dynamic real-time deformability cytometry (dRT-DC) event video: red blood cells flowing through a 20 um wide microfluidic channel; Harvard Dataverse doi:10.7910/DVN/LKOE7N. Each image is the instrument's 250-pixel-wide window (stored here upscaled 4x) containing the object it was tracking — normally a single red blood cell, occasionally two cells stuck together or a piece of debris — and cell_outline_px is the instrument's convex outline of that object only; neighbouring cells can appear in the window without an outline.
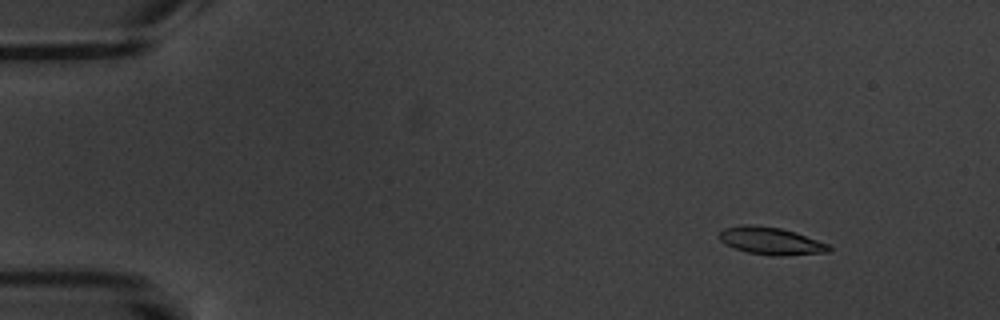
{"species": "common noctule bat (a hibernating species)", "species_latin": "Nyctalus noctula", "temperature_condition": "warm", "stored_images_in_passage": 5, "camera_frame_rate_fps": 3000, "um_per_image_px": 0.085, "animal": {"sex": "male", "body_mass_g": 20.1, "forearm_length_mm": 53.5}, "frame": {"image": 1, "passage_image": 2, "time_ms": 1.0, "image_size_px": [1000, 320], "cell_outline_px": [[832, 248], [828, 252], [780, 256], [748, 252], [724, 244], [720, 240], [720, 232], [724, 228], [744, 224], [752, 224], [780, 228], [796, 232], [828, 244]], "centroid_in_image_um": [65.52, 20.46], "position_along_channel_um": 19.5, "area_um2": 17.34}}
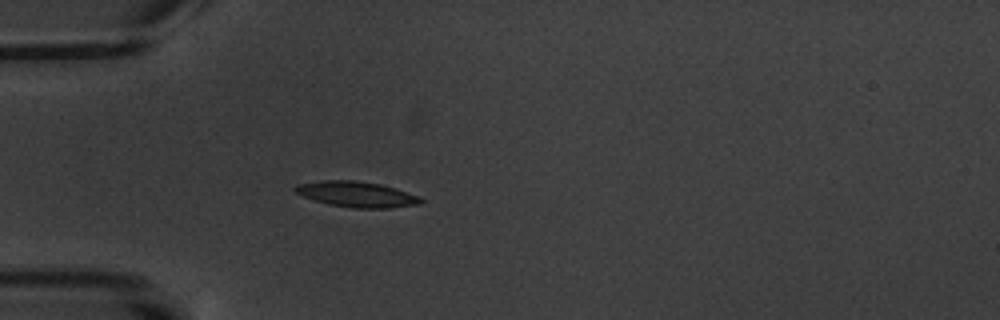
{"frame": {"image": 2, "passage_image": 5, "time_ms": 4.667, "image_size_px": [1000, 320], "cell_outline_px": [[424, 200], [420, 204], [392, 208], [352, 208], [328, 204], [304, 196], [296, 192], [292, 188], [296, 184], [324, 180], [352, 180], [380, 184], [420, 196]], "centroid_in_image_um": [30.33, 16.52], "position_along_channel_um": 54.7, "area_um2": 18.67}}